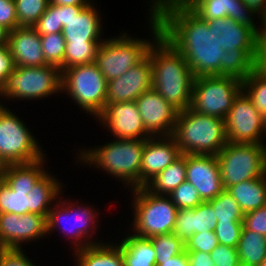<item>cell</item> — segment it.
I'll return each mask as SVG.
<instances>
[{"label":"cell","instance_id":"cell-1","mask_svg":"<svg viewBox=\"0 0 266 266\" xmlns=\"http://www.w3.org/2000/svg\"><path fill=\"white\" fill-rule=\"evenodd\" d=\"M150 13L158 20L161 36L184 58L192 74L221 76L225 51L206 20L179 0H151Z\"/></svg>","mask_w":266,"mask_h":266},{"label":"cell","instance_id":"cell-2","mask_svg":"<svg viewBox=\"0 0 266 266\" xmlns=\"http://www.w3.org/2000/svg\"><path fill=\"white\" fill-rule=\"evenodd\" d=\"M152 89L178 111L191 105L195 76L185 58L161 35L148 50Z\"/></svg>","mask_w":266,"mask_h":266},{"label":"cell","instance_id":"cell-3","mask_svg":"<svg viewBox=\"0 0 266 266\" xmlns=\"http://www.w3.org/2000/svg\"><path fill=\"white\" fill-rule=\"evenodd\" d=\"M146 139H118L93 149L79 150L78 160L108 172L131 189L141 187V161Z\"/></svg>","mask_w":266,"mask_h":266},{"label":"cell","instance_id":"cell-4","mask_svg":"<svg viewBox=\"0 0 266 266\" xmlns=\"http://www.w3.org/2000/svg\"><path fill=\"white\" fill-rule=\"evenodd\" d=\"M171 136L181 154L217 155L228 143L224 119L198 113L190 107L178 111Z\"/></svg>","mask_w":266,"mask_h":266},{"label":"cell","instance_id":"cell-5","mask_svg":"<svg viewBox=\"0 0 266 266\" xmlns=\"http://www.w3.org/2000/svg\"><path fill=\"white\" fill-rule=\"evenodd\" d=\"M150 31L153 41L130 37L126 32L115 38L105 39L96 52L94 64L107 81L123 75L141 62L147 55L154 41L161 35L158 20L149 12ZM135 38V39H134Z\"/></svg>","mask_w":266,"mask_h":266},{"label":"cell","instance_id":"cell-6","mask_svg":"<svg viewBox=\"0 0 266 266\" xmlns=\"http://www.w3.org/2000/svg\"><path fill=\"white\" fill-rule=\"evenodd\" d=\"M131 190L134 235L150 238L174 231L178 208L169 196L153 194L145 187Z\"/></svg>","mask_w":266,"mask_h":266},{"label":"cell","instance_id":"cell-7","mask_svg":"<svg viewBox=\"0 0 266 266\" xmlns=\"http://www.w3.org/2000/svg\"><path fill=\"white\" fill-rule=\"evenodd\" d=\"M61 92H65L86 113L97 118L104 110L107 80L93 64L77 65L61 71Z\"/></svg>","mask_w":266,"mask_h":266},{"label":"cell","instance_id":"cell-8","mask_svg":"<svg viewBox=\"0 0 266 266\" xmlns=\"http://www.w3.org/2000/svg\"><path fill=\"white\" fill-rule=\"evenodd\" d=\"M224 189L266 175V144L228 142L216 155Z\"/></svg>","mask_w":266,"mask_h":266},{"label":"cell","instance_id":"cell-9","mask_svg":"<svg viewBox=\"0 0 266 266\" xmlns=\"http://www.w3.org/2000/svg\"><path fill=\"white\" fill-rule=\"evenodd\" d=\"M61 84V69L55 66H15L0 88V98L21 101L45 98L61 93Z\"/></svg>","mask_w":266,"mask_h":266},{"label":"cell","instance_id":"cell-10","mask_svg":"<svg viewBox=\"0 0 266 266\" xmlns=\"http://www.w3.org/2000/svg\"><path fill=\"white\" fill-rule=\"evenodd\" d=\"M0 103V160L5 165L26 164L45 157L25 123Z\"/></svg>","mask_w":266,"mask_h":266},{"label":"cell","instance_id":"cell-11","mask_svg":"<svg viewBox=\"0 0 266 266\" xmlns=\"http://www.w3.org/2000/svg\"><path fill=\"white\" fill-rule=\"evenodd\" d=\"M57 201L50 209L47 217V233L50 234L51 231L54 232L53 230L59 226L57 229H62L61 231L64 234L66 233L65 235L67 238L70 237V239H73L71 244L75 245V251L87 246L102 243V240L101 242H95V239L93 241V238L91 241L89 240L94 232L97 231L96 226L98 225L97 222L95 223V220L99 219L96 218L98 217V211L96 212L91 205L90 207H84V204H82V206H76L78 201L74 203L70 201L68 202V200L64 201V199L62 201Z\"/></svg>","mask_w":266,"mask_h":266},{"label":"cell","instance_id":"cell-12","mask_svg":"<svg viewBox=\"0 0 266 266\" xmlns=\"http://www.w3.org/2000/svg\"><path fill=\"white\" fill-rule=\"evenodd\" d=\"M241 91L242 81L234 77H196L190 108L198 113L224 119Z\"/></svg>","mask_w":266,"mask_h":266},{"label":"cell","instance_id":"cell-13","mask_svg":"<svg viewBox=\"0 0 266 266\" xmlns=\"http://www.w3.org/2000/svg\"><path fill=\"white\" fill-rule=\"evenodd\" d=\"M224 123L228 142L265 144L263 140V136H266L265 116L257 111L243 90L234 100L232 108L224 118Z\"/></svg>","mask_w":266,"mask_h":266},{"label":"cell","instance_id":"cell-14","mask_svg":"<svg viewBox=\"0 0 266 266\" xmlns=\"http://www.w3.org/2000/svg\"><path fill=\"white\" fill-rule=\"evenodd\" d=\"M47 234V218L43 215L0 213V249H22V243Z\"/></svg>","mask_w":266,"mask_h":266},{"label":"cell","instance_id":"cell-15","mask_svg":"<svg viewBox=\"0 0 266 266\" xmlns=\"http://www.w3.org/2000/svg\"><path fill=\"white\" fill-rule=\"evenodd\" d=\"M112 135L118 139H147L141 115L135 101L105 104L103 112L97 117Z\"/></svg>","mask_w":266,"mask_h":266},{"label":"cell","instance_id":"cell-16","mask_svg":"<svg viewBox=\"0 0 266 266\" xmlns=\"http://www.w3.org/2000/svg\"><path fill=\"white\" fill-rule=\"evenodd\" d=\"M135 102L146 132L151 137L172 135L178 110L156 90L144 92Z\"/></svg>","mask_w":266,"mask_h":266},{"label":"cell","instance_id":"cell-17","mask_svg":"<svg viewBox=\"0 0 266 266\" xmlns=\"http://www.w3.org/2000/svg\"><path fill=\"white\" fill-rule=\"evenodd\" d=\"M186 181L196 188L203 202L225 190L216 155L186 154Z\"/></svg>","mask_w":266,"mask_h":266},{"label":"cell","instance_id":"cell-18","mask_svg":"<svg viewBox=\"0 0 266 266\" xmlns=\"http://www.w3.org/2000/svg\"><path fill=\"white\" fill-rule=\"evenodd\" d=\"M152 89V67L147 55L120 77L107 81L106 104L136 101Z\"/></svg>","mask_w":266,"mask_h":266},{"label":"cell","instance_id":"cell-19","mask_svg":"<svg viewBox=\"0 0 266 266\" xmlns=\"http://www.w3.org/2000/svg\"><path fill=\"white\" fill-rule=\"evenodd\" d=\"M180 155V149L172 136L147 138L141 161V187H144Z\"/></svg>","mask_w":266,"mask_h":266},{"label":"cell","instance_id":"cell-20","mask_svg":"<svg viewBox=\"0 0 266 266\" xmlns=\"http://www.w3.org/2000/svg\"><path fill=\"white\" fill-rule=\"evenodd\" d=\"M186 4L203 20L229 17L238 24L251 28L256 34L259 33V26L253 20L256 13L247 8L242 0H188Z\"/></svg>","mask_w":266,"mask_h":266},{"label":"cell","instance_id":"cell-21","mask_svg":"<svg viewBox=\"0 0 266 266\" xmlns=\"http://www.w3.org/2000/svg\"><path fill=\"white\" fill-rule=\"evenodd\" d=\"M100 13L93 5H71L70 18L63 27V37L66 42H103L101 33L103 25L100 24ZM102 25V26H101Z\"/></svg>","mask_w":266,"mask_h":266},{"label":"cell","instance_id":"cell-22","mask_svg":"<svg viewBox=\"0 0 266 266\" xmlns=\"http://www.w3.org/2000/svg\"><path fill=\"white\" fill-rule=\"evenodd\" d=\"M8 47L15 66L47 65L40 35L33 27H17L8 33Z\"/></svg>","mask_w":266,"mask_h":266},{"label":"cell","instance_id":"cell-23","mask_svg":"<svg viewBox=\"0 0 266 266\" xmlns=\"http://www.w3.org/2000/svg\"><path fill=\"white\" fill-rule=\"evenodd\" d=\"M207 23L225 52L237 48L258 49L257 34L251 28L238 24L229 17L213 19Z\"/></svg>","mask_w":266,"mask_h":266},{"label":"cell","instance_id":"cell-24","mask_svg":"<svg viewBox=\"0 0 266 266\" xmlns=\"http://www.w3.org/2000/svg\"><path fill=\"white\" fill-rule=\"evenodd\" d=\"M217 221L211 204L202 202L193 209H178L173 233L186 243L195 233L213 231Z\"/></svg>","mask_w":266,"mask_h":266},{"label":"cell","instance_id":"cell-25","mask_svg":"<svg viewBox=\"0 0 266 266\" xmlns=\"http://www.w3.org/2000/svg\"><path fill=\"white\" fill-rule=\"evenodd\" d=\"M45 158L32 163L6 165L0 171V178L13 191L28 194L35 183L47 172L43 167Z\"/></svg>","mask_w":266,"mask_h":266},{"label":"cell","instance_id":"cell-26","mask_svg":"<svg viewBox=\"0 0 266 266\" xmlns=\"http://www.w3.org/2000/svg\"><path fill=\"white\" fill-rule=\"evenodd\" d=\"M53 175L46 172L27 194L29 201V213L48 217L49 211L56 199H60L62 184ZM60 194V195H59ZM55 200V201H54ZM54 201V202H53Z\"/></svg>","mask_w":266,"mask_h":266},{"label":"cell","instance_id":"cell-27","mask_svg":"<svg viewBox=\"0 0 266 266\" xmlns=\"http://www.w3.org/2000/svg\"><path fill=\"white\" fill-rule=\"evenodd\" d=\"M76 266H124L121 248L113 243H100L74 251Z\"/></svg>","mask_w":266,"mask_h":266},{"label":"cell","instance_id":"cell-28","mask_svg":"<svg viewBox=\"0 0 266 266\" xmlns=\"http://www.w3.org/2000/svg\"><path fill=\"white\" fill-rule=\"evenodd\" d=\"M227 191L238 202L244 214L266 204V175L242 181L230 186Z\"/></svg>","mask_w":266,"mask_h":266},{"label":"cell","instance_id":"cell-29","mask_svg":"<svg viewBox=\"0 0 266 266\" xmlns=\"http://www.w3.org/2000/svg\"><path fill=\"white\" fill-rule=\"evenodd\" d=\"M124 266H156V254L149 238L130 234L120 244Z\"/></svg>","mask_w":266,"mask_h":266},{"label":"cell","instance_id":"cell-30","mask_svg":"<svg viewBox=\"0 0 266 266\" xmlns=\"http://www.w3.org/2000/svg\"><path fill=\"white\" fill-rule=\"evenodd\" d=\"M184 181H186V154H181L144 187L153 194L168 196Z\"/></svg>","mask_w":266,"mask_h":266},{"label":"cell","instance_id":"cell-31","mask_svg":"<svg viewBox=\"0 0 266 266\" xmlns=\"http://www.w3.org/2000/svg\"><path fill=\"white\" fill-rule=\"evenodd\" d=\"M257 49H234L226 51L221 59V76L243 81L255 70Z\"/></svg>","mask_w":266,"mask_h":266},{"label":"cell","instance_id":"cell-32","mask_svg":"<svg viewBox=\"0 0 266 266\" xmlns=\"http://www.w3.org/2000/svg\"><path fill=\"white\" fill-rule=\"evenodd\" d=\"M237 252L240 266H259L266 259V237L243 226Z\"/></svg>","mask_w":266,"mask_h":266},{"label":"cell","instance_id":"cell-33","mask_svg":"<svg viewBox=\"0 0 266 266\" xmlns=\"http://www.w3.org/2000/svg\"><path fill=\"white\" fill-rule=\"evenodd\" d=\"M102 42H66L64 69L77 65L93 64Z\"/></svg>","mask_w":266,"mask_h":266},{"label":"cell","instance_id":"cell-34","mask_svg":"<svg viewBox=\"0 0 266 266\" xmlns=\"http://www.w3.org/2000/svg\"><path fill=\"white\" fill-rule=\"evenodd\" d=\"M208 202L213 207L217 222H243L244 213L238 202L226 189Z\"/></svg>","mask_w":266,"mask_h":266},{"label":"cell","instance_id":"cell-35","mask_svg":"<svg viewBox=\"0 0 266 266\" xmlns=\"http://www.w3.org/2000/svg\"><path fill=\"white\" fill-rule=\"evenodd\" d=\"M242 90L251 99L257 111L266 117V76L255 69L242 81Z\"/></svg>","mask_w":266,"mask_h":266},{"label":"cell","instance_id":"cell-36","mask_svg":"<svg viewBox=\"0 0 266 266\" xmlns=\"http://www.w3.org/2000/svg\"><path fill=\"white\" fill-rule=\"evenodd\" d=\"M43 55L47 65L64 70L66 41L62 33L40 35Z\"/></svg>","mask_w":266,"mask_h":266},{"label":"cell","instance_id":"cell-37","mask_svg":"<svg viewBox=\"0 0 266 266\" xmlns=\"http://www.w3.org/2000/svg\"><path fill=\"white\" fill-rule=\"evenodd\" d=\"M19 27H33L50 4V0H14Z\"/></svg>","mask_w":266,"mask_h":266},{"label":"cell","instance_id":"cell-38","mask_svg":"<svg viewBox=\"0 0 266 266\" xmlns=\"http://www.w3.org/2000/svg\"><path fill=\"white\" fill-rule=\"evenodd\" d=\"M0 213H29L27 192H15L0 178Z\"/></svg>","mask_w":266,"mask_h":266},{"label":"cell","instance_id":"cell-39","mask_svg":"<svg viewBox=\"0 0 266 266\" xmlns=\"http://www.w3.org/2000/svg\"><path fill=\"white\" fill-rule=\"evenodd\" d=\"M153 244L156 260H167L182 253L185 250V243L173 232L161 235H154L149 238Z\"/></svg>","mask_w":266,"mask_h":266},{"label":"cell","instance_id":"cell-40","mask_svg":"<svg viewBox=\"0 0 266 266\" xmlns=\"http://www.w3.org/2000/svg\"><path fill=\"white\" fill-rule=\"evenodd\" d=\"M178 209H193L203 201L196 188L184 181L168 195Z\"/></svg>","mask_w":266,"mask_h":266},{"label":"cell","instance_id":"cell-41","mask_svg":"<svg viewBox=\"0 0 266 266\" xmlns=\"http://www.w3.org/2000/svg\"><path fill=\"white\" fill-rule=\"evenodd\" d=\"M242 229L243 222H217L214 232L219 244L237 248Z\"/></svg>","mask_w":266,"mask_h":266},{"label":"cell","instance_id":"cell-42","mask_svg":"<svg viewBox=\"0 0 266 266\" xmlns=\"http://www.w3.org/2000/svg\"><path fill=\"white\" fill-rule=\"evenodd\" d=\"M33 28L39 35L62 33L63 26L59 24L58 5L49 4Z\"/></svg>","mask_w":266,"mask_h":266},{"label":"cell","instance_id":"cell-43","mask_svg":"<svg viewBox=\"0 0 266 266\" xmlns=\"http://www.w3.org/2000/svg\"><path fill=\"white\" fill-rule=\"evenodd\" d=\"M219 245L217 236L213 231L195 233L185 243L186 251H203L210 253Z\"/></svg>","mask_w":266,"mask_h":266},{"label":"cell","instance_id":"cell-44","mask_svg":"<svg viewBox=\"0 0 266 266\" xmlns=\"http://www.w3.org/2000/svg\"><path fill=\"white\" fill-rule=\"evenodd\" d=\"M209 254L215 266H240L237 248L219 244Z\"/></svg>","mask_w":266,"mask_h":266},{"label":"cell","instance_id":"cell-45","mask_svg":"<svg viewBox=\"0 0 266 266\" xmlns=\"http://www.w3.org/2000/svg\"><path fill=\"white\" fill-rule=\"evenodd\" d=\"M243 226L266 237V204L244 214Z\"/></svg>","mask_w":266,"mask_h":266},{"label":"cell","instance_id":"cell-46","mask_svg":"<svg viewBox=\"0 0 266 266\" xmlns=\"http://www.w3.org/2000/svg\"><path fill=\"white\" fill-rule=\"evenodd\" d=\"M23 249H0V266H35Z\"/></svg>","mask_w":266,"mask_h":266},{"label":"cell","instance_id":"cell-47","mask_svg":"<svg viewBox=\"0 0 266 266\" xmlns=\"http://www.w3.org/2000/svg\"><path fill=\"white\" fill-rule=\"evenodd\" d=\"M0 25L8 31L19 27L14 0H0Z\"/></svg>","mask_w":266,"mask_h":266},{"label":"cell","instance_id":"cell-48","mask_svg":"<svg viewBox=\"0 0 266 266\" xmlns=\"http://www.w3.org/2000/svg\"><path fill=\"white\" fill-rule=\"evenodd\" d=\"M15 68L13 58L10 54L8 45L0 46V88L3 86L6 77L13 72Z\"/></svg>","mask_w":266,"mask_h":266},{"label":"cell","instance_id":"cell-49","mask_svg":"<svg viewBox=\"0 0 266 266\" xmlns=\"http://www.w3.org/2000/svg\"><path fill=\"white\" fill-rule=\"evenodd\" d=\"M189 266H215L209 253L203 251H186Z\"/></svg>","mask_w":266,"mask_h":266},{"label":"cell","instance_id":"cell-50","mask_svg":"<svg viewBox=\"0 0 266 266\" xmlns=\"http://www.w3.org/2000/svg\"><path fill=\"white\" fill-rule=\"evenodd\" d=\"M156 266H189L187 252L184 250L182 253L167 260H156Z\"/></svg>","mask_w":266,"mask_h":266},{"label":"cell","instance_id":"cell-51","mask_svg":"<svg viewBox=\"0 0 266 266\" xmlns=\"http://www.w3.org/2000/svg\"><path fill=\"white\" fill-rule=\"evenodd\" d=\"M255 69L266 76V41H258Z\"/></svg>","mask_w":266,"mask_h":266},{"label":"cell","instance_id":"cell-52","mask_svg":"<svg viewBox=\"0 0 266 266\" xmlns=\"http://www.w3.org/2000/svg\"><path fill=\"white\" fill-rule=\"evenodd\" d=\"M243 4L261 17L266 11V0H242Z\"/></svg>","mask_w":266,"mask_h":266},{"label":"cell","instance_id":"cell-53","mask_svg":"<svg viewBox=\"0 0 266 266\" xmlns=\"http://www.w3.org/2000/svg\"><path fill=\"white\" fill-rule=\"evenodd\" d=\"M92 2V0H50V4L66 6V5H75V6H87Z\"/></svg>","mask_w":266,"mask_h":266},{"label":"cell","instance_id":"cell-54","mask_svg":"<svg viewBox=\"0 0 266 266\" xmlns=\"http://www.w3.org/2000/svg\"><path fill=\"white\" fill-rule=\"evenodd\" d=\"M70 9L71 5H66V6L58 5L59 24H62L63 27L67 25V22L70 18Z\"/></svg>","mask_w":266,"mask_h":266},{"label":"cell","instance_id":"cell-55","mask_svg":"<svg viewBox=\"0 0 266 266\" xmlns=\"http://www.w3.org/2000/svg\"><path fill=\"white\" fill-rule=\"evenodd\" d=\"M261 19V27H259V33L257 34L258 41H266V11L264 14L259 18Z\"/></svg>","mask_w":266,"mask_h":266},{"label":"cell","instance_id":"cell-56","mask_svg":"<svg viewBox=\"0 0 266 266\" xmlns=\"http://www.w3.org/2000/svg\"><path fill=\"white\" fill-rule=\"evenodd\" d=\"M9 31L0 25V46L8 44Z\"/></svg>","mask_w":266,"mask_h":266},{"label":"cell","instance_id":"cell-57","mask_svg":"<svg viewBox=\"0 0 266 266\" xmlns=\"http://www.w3.org/2000/svg\"><path fill=\"white\" fill-rule=\"evenodd\" d=\"M6 165L0 160V171L5 167Z\"/></svg>","mask_w":266,"mask_h":266},{"label":"cell","instance_id":"cell-58","mask_svg":"<svg viewBox=\"0 0 266 266\" xmlns=\"http://www.w3.org/2000/svg\"><path fill=\"white\" fill-rule=\"evenodd\" d=\"M259 266H266V259Z\"/></svg>","mask_w":266,"mask_h":266},{"label":"cell","instance_id":"cell-59","mask_svg":"<svg viewBox=\"0 0 266 266\" xmlns=\"http://www.w3.org/2000/svg\"><path fill=\"white\" fill-rule=\"evenodd\" d=\"M265 133H266V117H265Z\"/></svg>","mask_w":266,"mask_h":266}]
</instances>
